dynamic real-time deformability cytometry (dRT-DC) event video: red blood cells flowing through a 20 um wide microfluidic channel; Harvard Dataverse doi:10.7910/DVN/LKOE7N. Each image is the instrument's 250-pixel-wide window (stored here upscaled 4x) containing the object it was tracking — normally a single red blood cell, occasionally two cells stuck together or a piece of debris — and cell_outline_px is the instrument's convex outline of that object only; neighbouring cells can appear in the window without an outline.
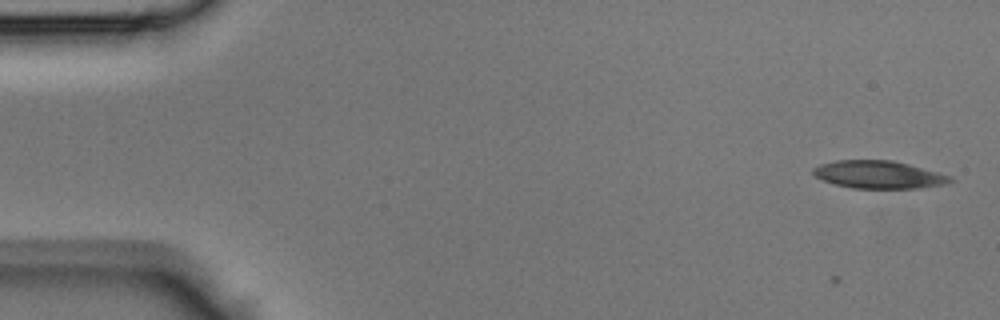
{"species": "Egyptian fruit bat (a non-hibernating species)", "species_latin": "Rousettus aegyptiacus", "temperature_condition": "room temperature", "stored_images_in_passage": 42, "camera_frame_rate_fps": 3000, "um_per_image_px": 0.085, "animal": {"sex": "male"}, "frame": {"image": 1, "passage_image": 1, "time_ms": 0.0, "image_size_px": [1000, 320], "cell_outline_px": [[952, 180], [944, 184], [916, 188], [852, 188], [836, 184], [824, 180], [816, 176], [812, 172], [812, 168], [820, 164], [836, 160], [892, 160], [908, 164], [952, 176]], "centroid_in_image_um": [74.66, 14.83], "position_along_channel_um": 10.3, "area_um2": 21.85}}
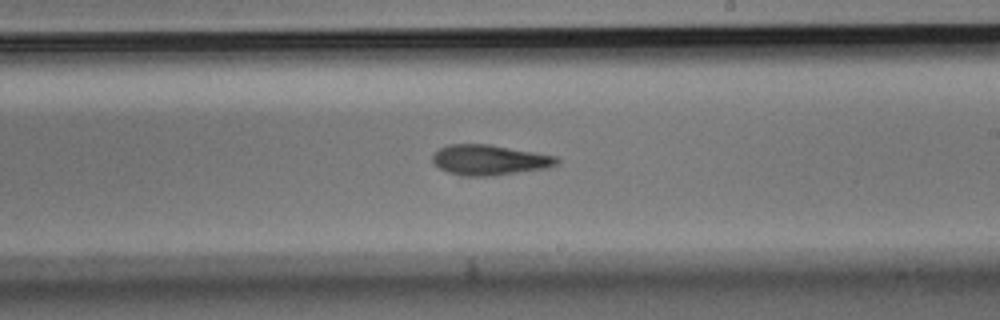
{"frame": {"image": 2, "passage_image": 24, "time_ms": 7.667, "image_size_px": [1000, 320], "cell_outline_px": [[560, 164], [548, 168], [492, 176], [460, 176], [448, 172], [432, 164], [432, 156], [440, 148], [448, 144], [488, 144], [556, 156], [560, 160]], "centroid_in_image_um": [41.6, 13.61], "position_along_channel_um": 247.4, "area_um2": 22.08}}
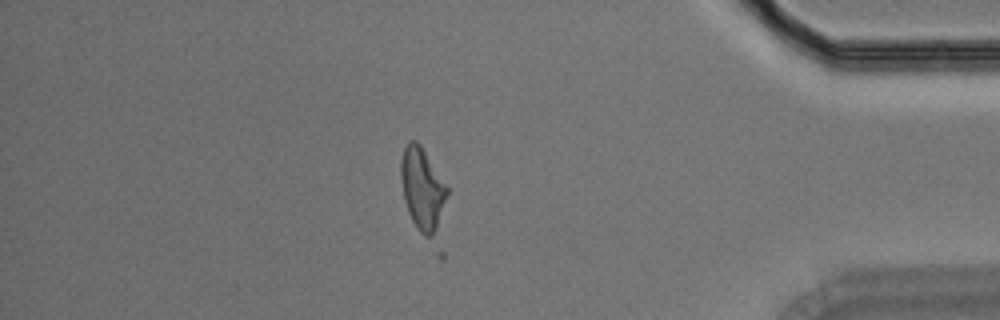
{"frame": {"image": 3, "passage_image": 36, "time_ms": 11.667, "image_size_px": [1000, 320], "cell_outline_px": [[448, 192], [432, 236], [424, 236], [420, 232], [412, 220], [408, 212], [404, 200], [400, 176], [400, 160], [404, 148], [408, 140], [416, 140], [420, 144], [448, 188]], "centroid_in_image_um": [35.84, 15.97], "position_along_channel_um": 399.4, "area_um2": 21.44}}